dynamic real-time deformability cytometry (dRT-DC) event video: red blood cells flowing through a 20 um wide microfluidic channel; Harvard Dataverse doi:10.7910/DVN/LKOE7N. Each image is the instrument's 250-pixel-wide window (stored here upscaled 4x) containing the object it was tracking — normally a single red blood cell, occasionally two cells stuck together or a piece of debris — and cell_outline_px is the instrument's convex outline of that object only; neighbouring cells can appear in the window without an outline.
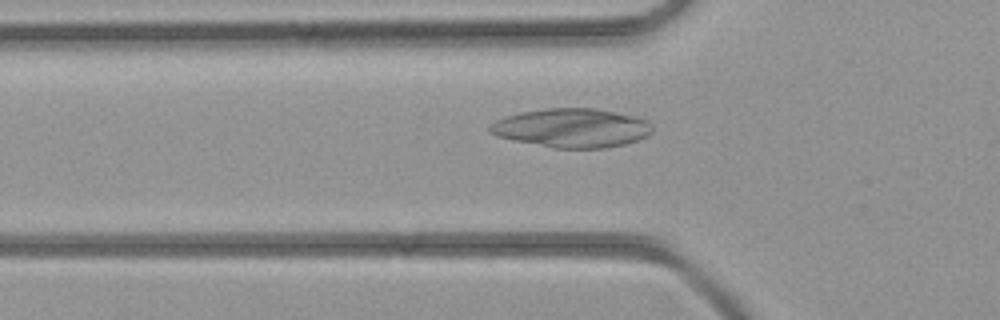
{"species": "common noctule bat (a hibernating species)", "species_latin": "Nyctalus noctula", "temperature_condition": "room temperature", "stored_images_in_passage": 36, "camera_frame_rate_fps": 3000, "um_per_image_px": 0.085, "animal": {"sex": "female", "body_mass_g": 21.9}, "frame": {"image": 1, "passage_image": 12, "time_ms": 3.667, "image_size_px": [1000, 320], "cell_outline_px": [[652, 132], [648, 136], [624, 144], [604, 148], [552, 148], [512, 140], [496, 136], [488, 132], [488, 128], [496, 120], [504, 116], [544, 108], [596, 108], [636, 116], [648, 120], [652, 124]], "centroid_in_image_um": [48.61, 10.87], "position_along_channel_um": 77.2, "area_um2": 37.11}}
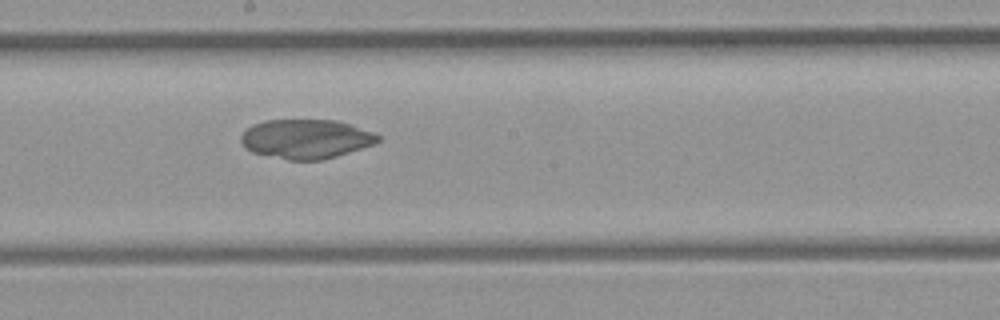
{"frame": {"image": 2, "passage_image": 21, "time_ms": 6.667, "image_size_px": [1000, 320], "cell_outline_px": [[380, 140], [372, 144], [336, 156], [320, 160], [288, 160], [252, 152], [240, 140], [240, 136], [252, 124], [264, 120], [336, 120], [352, 124], [376, 132], [380, 136]], "centroid_in_image_um": [26.03, 11.79], "position_along_channel_um": 222.2, "area_um2": 31.27}}
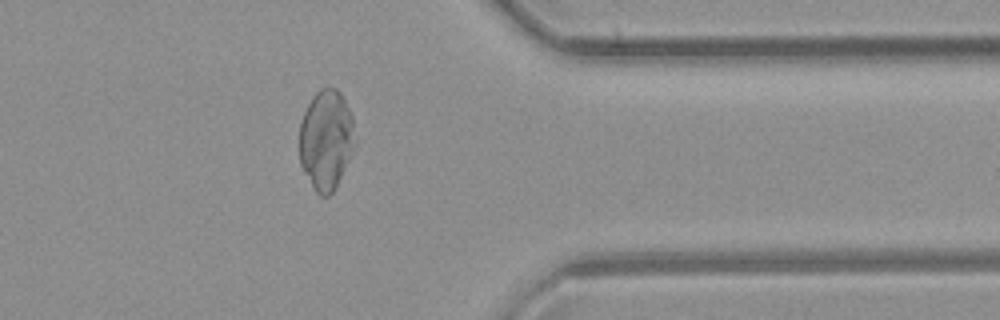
{"frame": {"image": 3, "passage_image": 32, "time_ms": 10.333, "image_size_px": [1000, 320], "cell_outline_px": [[356, 144], [336, 188], [328, 196], [320, 196], [316, 192], [304, 172], [300, 164], [300, 124], [304, 112], [312, 96], [320, 88], [336, 88], [340, 92], [352, 116]], "centroid_in_image_um": [27.72, 11.89], "position_along_channel_um": 383.7, "area_um2": 32.37}}